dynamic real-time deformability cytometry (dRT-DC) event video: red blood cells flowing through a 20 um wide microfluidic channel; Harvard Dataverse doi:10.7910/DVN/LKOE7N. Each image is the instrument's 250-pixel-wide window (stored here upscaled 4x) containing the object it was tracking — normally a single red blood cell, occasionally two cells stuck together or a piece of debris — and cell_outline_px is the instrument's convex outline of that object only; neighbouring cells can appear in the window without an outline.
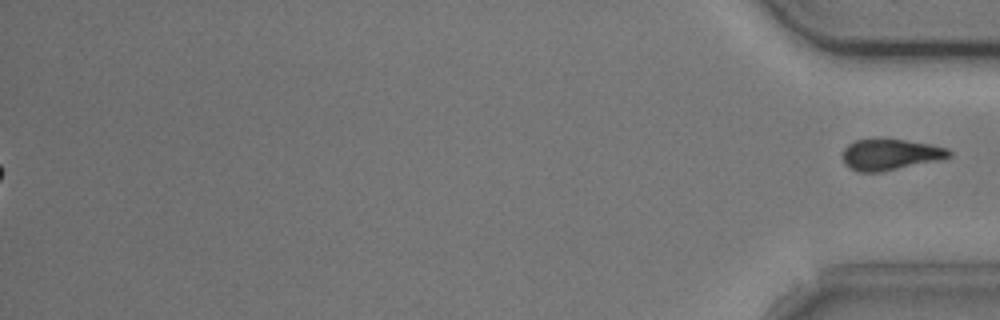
{"species": "common noctule bat (a hibernating species)", "species_latin": "Nyctalus noctula", "temperature_condition": "cold", "stored_images_in_passage": 54, "segment_of_instrument_passage": [2, 2], "camera_frame_rate_fps": 3000, "um_per_image_px": 0.085, "animal": {"sex": "male", "body_mass_g": 20.5, "forearm_length_mm": 52.5}, "frame": {"image": 1, "passage_image": 54, "time_ms": 17.667, "image_size_px": [1000, 320], "cell_outline_px": [[952, 156], [936, 160], [880, 172], [856, 172], [848, 168], [844, 164], [840, 156], [844, 148], [848, 144], [856, 140], [880, 136], [932, 144], [948, 148], [952, 152]], "centroid_in_image_um": [75.59, 13.1], "position_along_channel_um": 359.6, "area_um2": 19.94}}